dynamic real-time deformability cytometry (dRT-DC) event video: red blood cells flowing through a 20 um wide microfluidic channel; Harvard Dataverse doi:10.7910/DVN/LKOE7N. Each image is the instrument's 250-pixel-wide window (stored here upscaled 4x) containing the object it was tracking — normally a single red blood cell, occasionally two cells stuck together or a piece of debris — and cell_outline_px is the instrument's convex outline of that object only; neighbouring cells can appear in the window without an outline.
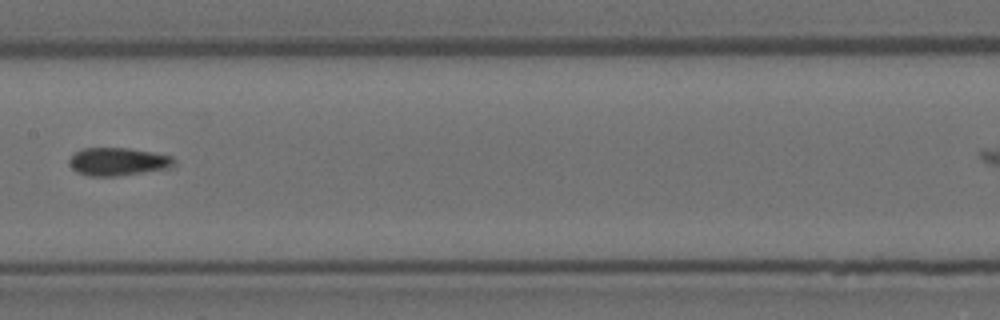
{"species": "Egyptian fruit bat (a non-hibernating species)", "species_latin": "Rousettus aegyptiacus", "temperature_condition": "room temperature", "stored_images_in_passage": 9, "camera_frame_rate_fps": 3000, "um_per_image_px": 0.085, "animal": {"sex": "female"}, "frame": {"image": 1, "passage_image": 8, "time_ms": 2.333, "image_size_px": [1000, 320], "cell_outline_px": [[172, 164], [168, 168], [116, 176], [92, 176], [80, 172], [72, 168], [72, 156], [76, 152], [84, 148], [128, 148], [152, 152], [168, 156], [172, 160]], "centroid_in_image_um": [10.01, 13.73], "position_along_channel_um": 197.4, "area_um2": 16.3}}